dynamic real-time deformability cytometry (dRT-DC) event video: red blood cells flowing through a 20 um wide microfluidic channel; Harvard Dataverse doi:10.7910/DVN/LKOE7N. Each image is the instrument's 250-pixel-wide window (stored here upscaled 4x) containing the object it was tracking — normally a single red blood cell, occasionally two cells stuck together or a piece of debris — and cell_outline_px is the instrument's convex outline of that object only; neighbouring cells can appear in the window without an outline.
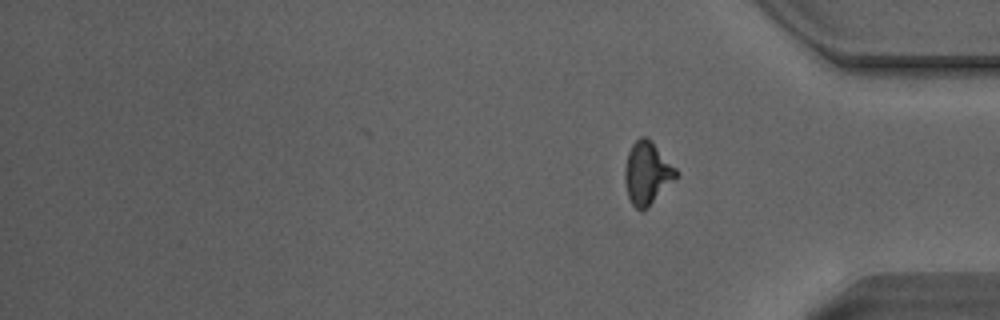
{"species": "Egyptian fruit bat (a non-hibernating species)", "species_latin": "Rousettus aegyptiacus", "temperature_condition": "warm", "stored_images_in_passage": 43, "segment_of_instrument_passage": [2, 2], "camera_frame_rate_fps": 3000, "um_per_image_px": 0.085, "animal": {"sex": "male"}, "frame": {"image": 1, "passage_image": 43, "time_ms": 14.0, "image_size_px": [1000, 320], "cell_outline_px": [[680, 172], [648, 208], [636, 208], [632, 204], [628, 196], [624, 180], [624, 168], [628, 152], [632, 144], [640, 136], [644, 136], [652, 140]], "centroid_in_image_um": [55.0, 14.67], "position_along_channel_um": 380.2, "area_um2": 18.67}}